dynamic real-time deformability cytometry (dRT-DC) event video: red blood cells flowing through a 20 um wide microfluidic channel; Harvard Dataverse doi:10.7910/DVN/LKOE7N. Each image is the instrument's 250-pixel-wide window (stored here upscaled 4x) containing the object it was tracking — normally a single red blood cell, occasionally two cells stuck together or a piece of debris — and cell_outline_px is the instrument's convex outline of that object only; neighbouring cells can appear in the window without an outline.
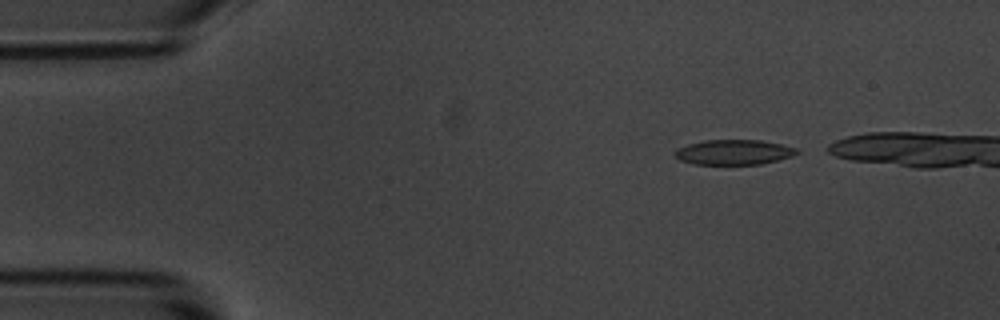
{"species": "common noctule bat (a hibernating species)", "species_latin": "Nyctalus noctula", "temperature_condition": "room temperature", "stored_images_in_passage": 40, "camera_frame_rate_fps": 3000, "um_per_image_px": 0.085, "animal": {"sex": "male", "body_mass_g": 20.1, "forearm_length_mm": 53.5}, "frame": {"image": 1, "passage_image": 3, "time_ms": 0.667, "image_size_px": [1000, 320], "cell_outline_px": [[800, 152], [792, 156], [760, 164], [692, 164], [680, 160], [672, 152], [676, 148], [688, 144], [704, 140], [760, 140], [780, 144], [796, 148]], "centroid_in_image_um": [62.33, 12.93], "position_along_channel_um": 22.7, "area_um2": 17.74}}
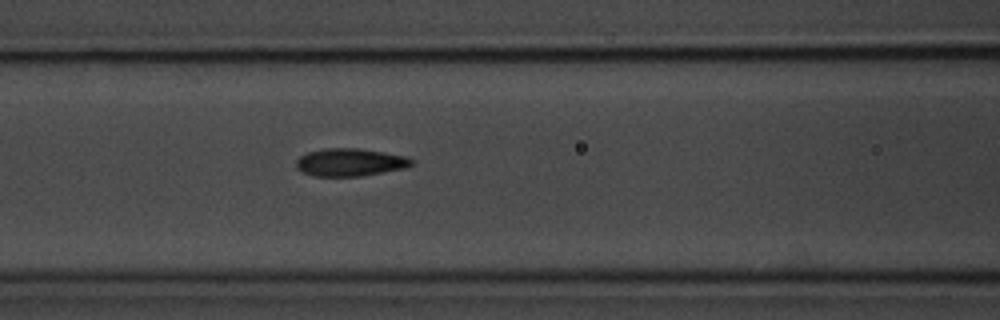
{"frame": {"image": 2, "passage_image": 18, "time_ms": 5.667, "image_size_px": [1000, 320], "cell_outline_px": [[412, 164], [404, 168], [360, 176], [312, 176], [296, 168], [296, 160], [300, 156], [308, 152], [324, 148], [360, 148], [408, 156], [412, 160]], "centroid_in_image_um": [29.73, 13.78], "position_along_channel_um": 136.9, "area_um2": 18.61}}
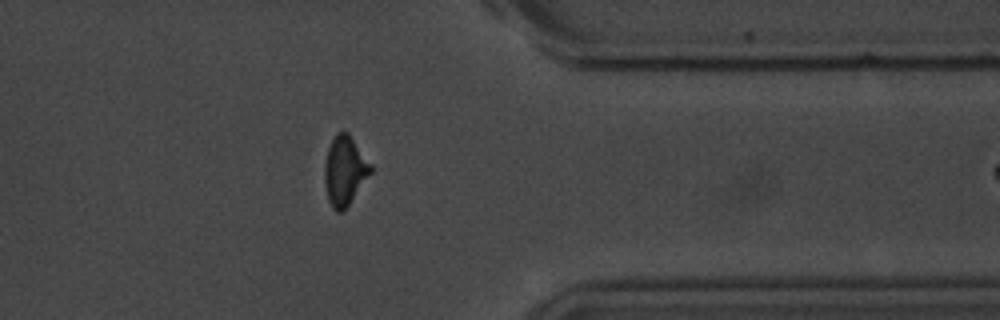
{"frame": {"image": 3, "passage_image": 39, "time_ms": 12.667, "image_size_px": [1000, 320], "cell_outline_px": [[372, 172], [344, 212], [336, 212], [332, 208], [328, 200], [324, 180], [324, 164], [328, 148], [336, 132], [348, 132], [372, 164]], "centroid_in_image_um": [29.3, 14.53], "position_along_channel_um": 382.1, "area_um2": 18.84}}